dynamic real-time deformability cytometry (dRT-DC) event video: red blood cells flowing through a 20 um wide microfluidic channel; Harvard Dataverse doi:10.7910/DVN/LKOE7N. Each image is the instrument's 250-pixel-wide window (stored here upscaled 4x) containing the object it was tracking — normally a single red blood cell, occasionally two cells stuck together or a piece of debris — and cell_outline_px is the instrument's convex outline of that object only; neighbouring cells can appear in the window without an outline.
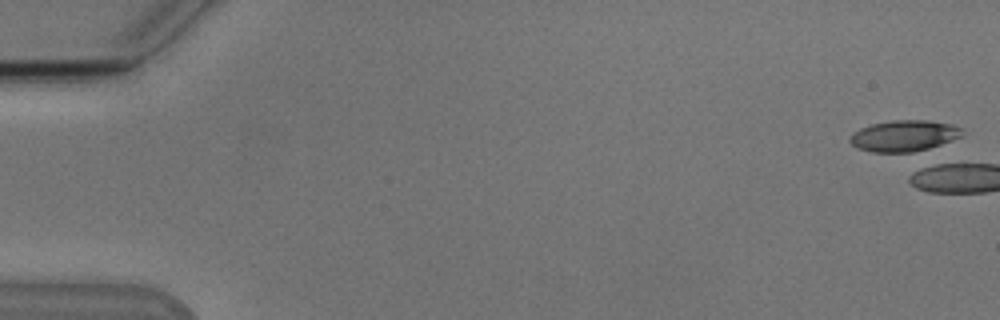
{"species": "Egyptian fruit bat (a non-hibernating species)", "species_latin": "Rousettus aegyptiacus", "temperature_condition": "cold", "stored_images_in_passage": 1, "camera_frame_rate_fps": 3000, "um_per_image_px": 0.085, "animal": {"sex": "male"}, "frame": {"image": 1, "passage_image": 1, "time_ms": 0.0, "image_size_px": [1000, 320], "cell_outline_px": [[964, 136], [920, 152], [872, 152], [856, 148], [848, 140], [852, 132], [860, 128], [872, 124], [892, 120], [928, 120], [952, 124], [964, 128]], "centroid_in_image_um": [76.88, 11.55], "position_along_channel_um": 8.1, "area_um2": 20.87}}